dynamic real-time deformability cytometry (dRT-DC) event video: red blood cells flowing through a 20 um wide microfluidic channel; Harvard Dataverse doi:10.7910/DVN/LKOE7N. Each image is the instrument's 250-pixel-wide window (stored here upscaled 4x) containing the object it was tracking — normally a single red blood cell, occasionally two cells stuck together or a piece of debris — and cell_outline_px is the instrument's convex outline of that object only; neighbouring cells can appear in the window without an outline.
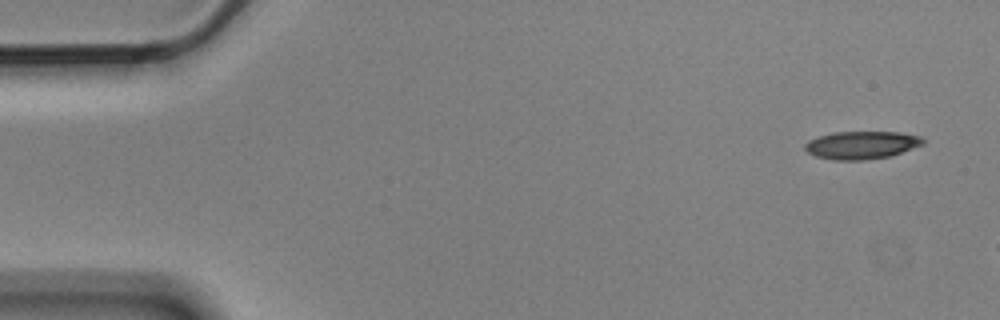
{"species": "Egyptian fruit bat (a non-hibernating species)", "species_latin": "Rousettus aegyptiacus", "temperature_condition": "cold", "stored_images_in_passage": 3, "camera_frame_rate_fps": 3000, "um_per_image_px": 0.085, "animal": {"sex": "male"}, "frame": {"image": 1, "passage_image": 1, "time_ms": 0.0, "image_size_px": [1000, 320], "cell_outline_px": [[924, 144], [888, 156], [864, 160], [832, 160], [816, 156], [808, 152], [804, 148], [804, 144], [808, 140], [832, 132], [900, 132], [920, 136], [924, 140]], "centroid_in_image_um": [73.2, 12.32], "position_along_channel_um": 11.8, "area_um2": 19.02}}